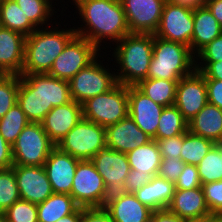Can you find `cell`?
I'll return each instance as SVG.
<instances>
[{
  "mask_svg": "<svg viewBox=\"0 0 222 222\" xmlns=\"http://www.w3.org/2000/svg\"><path fill=\"white\" fill-rule=\"evenodd\" d=\"M77 10L86 27L83 24L77 29L75 27L76 34L99 50L103 39L117 43L130 34L120 0H88L81 3Z\"/></svg>",
  "mask_w": 222,
  "mask_h": 222,
  "instance_id": "1",
  "label": "cell"
},
{
  "mask_svg": "<svg viewBox=\"0 0 222 222\" xmlns=\"http://www.w3.org/2000/svg\"><path fill=\"white\" fill-rule=\"evenodd\" d=\"M47 27L49 29L46 25L44 29L37 28L26 36L24 64L20 75L48 73L55 59L76 35L75 27L68 30Z\"/></svg>",
  "mask_w": 222,
  "mask_h": 222,
  "instance_id": "2",
  "label": "cell"
},
{
  "mask_svg": "<svg viewBox=\"0 0 222 222\" xmlns=\"http://www.w3.org/2000/svg\"><path fill=\"white\" fill-rule=\"evenodd\" d=\"M154 34L130 33L115 44L114 60L119 66L115 72L117 83L136 86L147 79L153 55Z\"/></svg>",
  "mask_w": 222,
  "mask_h": 222,
  "instance_id": "3",
  "label": "cell"
},
{
  "mask_svg": "<svg viewBox=\"0 0 222 222\" xmlns=\"http://www.w3.org/2000/svg\"><path fill=\"white\" fill-rule=\"evenodd\" d=\"M193 55L189 46L154 36L147 78L179 81L196 70Z\"/></svg>",
  "mask_w": 222,
  "mask_h": 222,
  "instance_id": "4",
  "label": "cell"
},
{
  "mask_svg": "<svg viewBox=\"0 0 222 222\" xmlns=\"http://www.w3.org/2000/svg\"><path fill=\"white\" fill-rule=\"evenodd\" d=\"M83 118L106 128L128 116V86L117 83L109 91L82 103Z\"/></svg>",
  "mask_w": 222,
  "mask_h": 222,
  "instance_id": "5",
  "label": "cell"
},
{
  "mask_svg": "<svg viewBox=\"0 0 222 222\" xmlns=\"http://www.w3.org/2000/svg\"><path fill=\"white\" fill-rule=\"evenodd\" d=\"M56 146L80 161L92 160L107 147L106 131L101 125L82 118Z\"/></svg>",
  "mask_w": 222,
  "mask_h": 222,
  "instance_id": "6",
  "label": "cell"
},
{
  "mask_svg": "<svg viewBox=\"0 0 222 222\" xmlns=\"http://www.w3.org/2000/svg\"><path fill=\"white\" fill-rule=\"evenodd\" d=\"M55 146L41 123L29 122L12 145L13 165L43 166Z\"/></svg>",
  "mask_w": 222,
  "mask_h": 222,
  "instance_id": "7",
  "label": "cell"
},
{
  "mask_svg": "<svg viewBox=\"0 0 222 222\" xmlns=\"http://www.w3.org/2000/svg\"><path fill=\"white\" fill-rule=\"evenodd\" d=\"M109 195L94 163L91 160L79 161L71 189L75 202L83 208H103Z\"/></svg>",
  "mask_w": 222,
  "mask_h": 222,
  "instance_id": "8",
  "label": "cell"
},
{
  "mask_svg": "<svg viewBox=\"0 0 222 222\" xmlns=\"http://www.w3.org/2000/svg\"><path fill=\"white\" fill-rule=\"evenodd\" d=\"M97 59L98 57L68 81L70 96L75 102L82 104L89 98L109 91L117 84L116 73L110 71L109 67L106 69L101 63L103 61Z\"/></svg>",
  "mask_w": 222,
  "mask_h": 222,
  "instance_id": "9",
  "label": "cell"
},
{
  "mask_svg": "<svg viewBox=\"0 0 222 222\" xmlns=\"http://www.w3.org/2000/svg\"><path fill=\"white\" fill-rule=\"evenodd\" d=\"M98 56L101 57L99 49L84 37L76 34L55 59L47 74L69 81Z\"/></svg>",
  "mask_w": 222,
  "mask_h": 222,
  "instance_id": "10",
  "label": "cell"
},
{
  "mask_svg": "<svg viewBox=\"0 0 222 222\" xmlns=\"http://www.w3.org/2000/svg\"><path fill=\"white\" fill-rule=\"evenodd\" d=\"M193 8L169 1L164 4L159 26L154 36L189 46L193 35Z\"/></svg>",
  "mask_w": 222,
  "mask_h": 222,
  "instance_id": "11",
  "label": "cell"
},
{
  "mask_svg": "<svg viewBox=\"0 0 222 222\" xmlns=\"http://www.w3.org/2000/svg\"><path fill=\"white\" fill-rule=\"evenodd\" d=\"M130 33L154 34L165 2L162 0H120Z\"/></svg>",
  "mask_w": 222,
  "mask_h": 222,
  "instance_id": "12",
  "label": "cell"
},
{
  "mask_svg": "<svg viewBox=\"0 0 222 222\" xmlns=\"http://www.w3.org/2000/svg\"><path fill=\"white\" fill-rule=\"evenodd\" d=\"M208 103L204 76L197 70L181 78L176 88L174 105L189 122Z\"/></svg>",
  "mask_w": 222,
  "mask_h": 222,
  "instance_id": "13",
  "label": "cell"
},
{
  "mask_svg": "<svg viewBox=\"0 0 222 222\" xmlns=\"http://www.w3.org/2000/svg\"><path fill=\"white\" fill-rule=\"evenodd\" d=\"M91 161L102 176L109 194L124 191V181L131 171L127 154L105 147Z\"/></svg>",
  "mask_w": 222,
  "mask_h": 222,
  "instance_id": "14",
  "label": "cell"
},
{
  "mask_svg": "<svg viewBox=\"0 0 222 222\" xmlns=\"http://www.w3.org/2000/svg\"><path fill=\"white\" fill-rule=\"evenodd\" d=\"M12 167L20 199L38 205L54 193L43 166L13 165Z\"/></svg>",
  "mask_w": 222,
  "mask_h": 222,
  "instance_id": "15",
  "label": "cell"
},
{
  "mask_svg": "<svg viewBox=\"0 0 222 222\" xmlns=\"http://www.w3.org/2000/svg\"><path fill=\"white\" fill-rule=\"evenodd\" d=\"M164 106L155 103L136 86H128V115L136 125L156 140L158 122Z\"/></svg>",
  "mask_w": 222,
  "mask_h": 222,
  "instance_id": "16",
  "label": "cell"
},
{
  "mask_svg": "<svg viewBox=\"0 0 222 222\" xmlns=\"http://www.w3.org/2000/svg\"><path fill=\"white\" fill-rule=\"evenodd\" d=\"M79 161L69 153L61 151L57 146L51 150L43 167L54 193L71 196L73 177Z\"/></svg>",
  "mask_w": 222,
  "mask_h": 222,
  "instance_id": "17",
  "label": "cell"
},
{
  "mask_svg": "<svg viewBox=\"0 0 222 222\" xmlns=\"http://www.w3.org/2000/svg\"><path fill=\"white\" fill-rule=\"evenodd\" d=\"M17 103L30 122H41L51 109H44L43 74L20 75Z\"/></svg>",
  "mask_w": 222,
  "mask_h": 222,
  "instance_id": "18",
  "label": "cell"
},
{
  "mask_svg": "<svg viewBox=\"0 0 222 222\" xmlns=\"http://www.w3.org/2000/svg\"><path fill=\"white\" fill-rule=\"evenodd\" d=\"M103 208L112 222H146L153 213L134 193L124 191L110 194Z\"/></svg>",
  "mask_w": 222,
  "mask_h": 222,
  "instance_id": "19",
  "label": "cell"
},
{
  "mask_svg": "<svg viewBox=\"0 0 222 222\" xmlns=\"http://www.w3.org/2000/svg\"><path fill=\"white\" fill-rule=\"evenodd\" d=\"M82 118V104L71 100L53 107L40 123L50 140L57 145Z\"/></svg>",
  "mask_w": 222,
  "mask_h": 222,
  "instance_id": "20",
  "label": "cell"
},
{
  "mask_svg": "<svg viewBox=\"0 0 222 222\" xmlns=\"http://www.w3.org/2000/svg\"><path fill=\"white\" fill-rule=\"evenodd\" d=\"M107 147L127 154L152 140L128 115L126 118L105 128Z\"/></svg>",
  "mask_w": 222,
  "mask_h": 222,
  "instance_id": "21",
  "label": "cell"
},
{
  "mask_svg": "<svg viewBox=\"0 0 222 222\" xmlns=\"http://www.w3.org/2000/svg\"><path fill=\"white\" fill-rule=\"evenodd\" d=\"M167 209L187 222H200L212 215L207 207L202 187L175 189Z\"/></svg>",
  "mask_w": 222,
  "mask_h": 222,
  "instance_id": "22",
  "label": "cell"
},
{
  "mask_svg": "<svg viewBox=\"0 0 222 222\" xmlns=\"http://www.w3.org/2000/svg\"><path fill=\"white\" fill-rule=\"evenodd\" d=\"M26 36L0 26V73L20 75L24 64Z\"/></svg>",
  "mask_w": 222,
  "mask_h": 222,
  "instance_id": "23",
  "label": "cell"
},
{
  "mask_svg": "<svg viewBox=\"0 0 222 222\" xmlns=\"http://www.w3.org/2000/svg\"><path fill=\"white\" fill-rule=\"evenodd\" d=\"M193 21L191 51L195 56L202 48L222 34V27L206 5L193 9Z\"/></svg>",
  "mask_w": 222,
  "mask_h": 222,
  "instance_id": "24",
  "label": "cell"
},
{
  "mask_svg": "<svg viewBox=\"0 0 222 222\" xmlns=\"http://www.w3.org/2000/svg\"><path fill=\"white\" fill-rule=\"evenodd\" d=\"M188 130L215 143L222 140V110L207 103L189 122Z\"/></svg>",
  "mask_w": 222,
  "mask_h": 222,
  "instance_id": "25",
  "label": "cell"
},
{
  "mask_svg": "<svg viewBox=\"0 0 222 222\" xmlns=\"http://www.w3.org/2000/svg\"><path fill=\"white\" fill-rule=\"evenodd\" d=\"M175 190L173 182L158 176L134 192L136 198L144 205L155 210L167 209Z\"/></svg>",
  "mask_w": 222,
  "mask_h": 222,
  "instance_id": "26",
  "label": "cell"
},
{
  "mask_svg": "<svg viewBox=\"0 0 222 222\" xmlns=\"http://www.w3.org/2000/svg\"><path fill=\"white\" fill-rule=\"evenodd\" d=\"M79 207L69 194L53 193L37 205L38 222H56L74 213Z\"/></svg>",
  "mask_w": 222,
  "mask_h": 222,
  "instance_id": "27",
  "label": "cell"
},
{
  "mask_svg": "<svg viewBox=\"0 0 222 222\" xmlns=\"http://www.w3.org/2000/svg\"><path fill=\"white\" fill-rule=\"evenodd\" d=\"M127 157L131 170L139 171L140 174L148 173L151 177L157 176L162 156L154 139L128 152Z\"/></svg>",
  "mask_w": 222,
  "mask_h": 222,
  "instance_id": "28",
  "label": "cell"
},
{
  "mask_svg": "<svg viewBox=\"0 0 222 222\" xmlns=\"http://www.w3.org/2000/svg\"><path fill=\"white\" fill-rule=\"evenodd\" d=\"M178 81L166 79H144L136 87L147 97L164 107L175 103Z\"/></svg>",
  "mask_w": 222,
  "mask_h": 222,
  "instance_id": "29",
  "label": "cell"
},
{
  "mask_svg": "<svg viewBox=\"0 0 222 222\" xmlns=\"http://www.w3.org/2000/svg\"><path fill=\"white\" fill-rule=\"evenodd\" d=\"M0 26L31 35L37 28L27 19L15 0L0 2Z\"/></svg>",
  "mask_w": 222,
  "mask_h": 222,
  "instance_id": "30",
  "label": "cell"
},
{
  "mask_svg": "<svg viewBox=\"0 0 222 222\" xmlns=\"http://www.w3.org/2000/svg\"><path fill=\"white\" fill-rule=\"evenodd\" d=\"M214 145V141L195 135L188 130L184 133L180 159L185 164L197 166Z\"/></svg>",
  "mask_w": 222,
  "mask_h": 222,
  "instance_id": "31",
  "label": "cell"
},
{
  "mask_svg": "<svg viewBox=\"0 0 222 222\" xmlns=\"http://www.w3.org/2000/svg\"><path fill=\"white\" fill-rule=\"evenodd\" d=\"M44 109H52L70 102V89L67 80L43 74Z\"/></svg>",
  "mask_w": 222,
  "mask_h": 222,
  "instance_id": "32",
  "label": "cell"
},
{
  "mask_svg": "<svg viewBox=\"0 0 222 222\" xmlns=\"http://www.w3.org/2000/svg\"><path fill=\"white\" fill-rule=\"evenodd\" d=\"M188 131V122L175 105L164 107L156 132V139H164L184 134Z\"/></svg>",
  "mask_w": 222,
  "mask_h": 222,
  "instance_id": "33",
  "label": "cell"
},
{
  "mask_svg": "<svg viewBox=\"0 0 222 222\" xmlns=\"http://www.w3.org/2000/svg\"><path fill=\"white\" fill-rule=\"evenodd\" d=\"M29 122L21 106L16 103L0 119V134L5 141L12 146Z\"/></svg>",
  "mask_w": 222,
  "mask_h": 222,
  "instance_id": "34",
  "label": "cell"
},
{
  "mask_svg": "<svg viewBox=\"0 0 222 222\" xmlns=\"http://www.w3.org/2000/svg\"><path fill=\"white\" fill-rule=\"evenodd\" d=\"M53 0H15L27 19L36 27L43 26L50 21L54 9ZM41 24V25H40Z\"/></svg>",
  "mask_w": 222,
  "mask_h": 222,
  "instance_id": "35",
  "label": "cell"
},
{
  "mask_svg": "<svg viewBox=\"0 0 222 222\" xmlns=\"http://www.w3.org/2000/svg\"><path fill=\"white\" fill-rule=\"evenodd\" d=\"M197 169L201 184L222 180V157L216 145L200 161Z\"/></svg>",
  "mask_w": 222,
  "mask_h": 222,
  "instance_id": "36",
  "label": "cell"
},
{
  "mask_svg": "<svg viewBox=\"0 0 222 222\" xmlns=\"http://www.w3.org/2000/svg\"><path fill=\"white\" fill-rule=\"evenodd\" d=\"M20 199L13 167L0 169V213Z\"/></svg>",
  "mask_w": 222,
  "mask_h": 222,
  "instance_id": "37",
  "label": "cell"
},
{
  "mask_svg": "<svg viewBox=\"0 0 222 222\" xmlns=\"http://www.w3.org/2000/svg\"><path fill=\"white\" fill-rule=\"evenodd\" d=\"M20 75H0V119L17 103Z\"/></svg>",
  "mask_w": 222,
  "mask_h": 222,
  "instance_id": "38",
  "label": "cell"
},
{
  "mask_svg": "<svg viewBox=\"0 0 222 222\" xmlns=\"http://www.w3.org/2000/svg\"><path fill=\"white\" fill-rule=\"evenodd\" d=\"M8 222H38L37 205L19 199L3 212Z\"/></svg>",
  "mask_w": 222,
  "mask_h": 222,
  "instance_id": "39",
  "label": "cell"
},
{
  "mask_svg": "<svg viewBox=\"0 0 222 222\" xmlns=\"http://www.w3.org/2000/svg\"><path fill=\"white\" fill-rule=\"evenodd\" d=\"M211 214L222 215V180L201 185Z\"/></svg>",
  "mask_w": 222,
  "mask_h": 222,
  "instance_id": "40",
  "label": "cell"
},
{
  "mask_svg": "<svg viewBox=\"0 0 222 222\" xmlns=\"http://www.w3.org/2000/svg\"><path fill=\"white\" fill-rule=\"evenodd\" d=\"M185 163L174 157H164L159 166L157 176L175 183L184 168Z\"/></svg>",
  "mask_w": 222,
  "mask_h": 222,
  "instance_id": "41",
  "label": "cell"
},
{
  "mask_svg": "<svg viewBox=\"0 0 222 222\" xmlns=\"http://www.w3.org/2000/svg\"><path fill=\"white\" fill-rule=\"evenodd\" d=\"M174 185L175 189L181 190L201 187L202 184L198 175L197 166L185 164L182 172L180 173Z\"/></svg>",
  "mask_w": 222,
  "mask_h": 222,
  "instance_id": "42",
  "label": "cell"
},
{
  "mask_svg": "<svg viewBox=\"0 0 222 222\" xmlns=\"http://www.w3.org/2000/svg\"><path fill=\"white\" fill-rule=\"evenodd\" d=\"M155 141L157 143L162 158L172 156L176 159H180V153L184 141V134L164 139H156Z\"/></svg>",
  "mask_w": 222,
  "mask_h": 222,
  "instance_id": "43",
  "label": "cell"
},
{
  "mask_svg": "<svg viewBox=\"0 0 222 222\" xmlns=\"http://www.w3.org/2000/svg\"><path fill=\"white\" fill-rule=\"evenodd\" d=\"M202 62H218L222 61V34L215 38L212 42L202 48L195 57V63L198 60Z\"/></svg>",
  "mask_w": 222,
  "mask_h": 222,
  "instance_id": "44",
  "label": "cell"
},
{
  "mask_svg": "<svg viewBox=\"0 0 222 222\" xmlns=\"http://www.w3.org/2000/svg\"><path fill=\"white\" fill-rule=\"evenodd\" d=\"M151 179L152 177L148 173L140 174L139 171L131 170L124 181V192L134 193Z\"/></svg>",
  "mask_w": 222,
  "mask_h": 222,
  "instance_id": "45",
  "label": "cell"
},
{
  "mask_svg": "<svg viewBox=\"0 0 222 222\" xmlns=\"http://www.w3.org/2000/svg\"><path fill=\"white\" fill-rule=\"evenodd\" d=\"M208 103L222 110V80L205 79Z\"/></svg>",
  "mask_w": 222,
  "mask_h": 222,
  "instance_id": "46",
  "label": "cell"
},
{
  "mask_svg": "<svg viewBox=\"0 0 222 222\" xmlns=\"http://www.w3.org/2000/svg\"><path fill=\"white\" fill-rule=\"evenodd\" d=\"M195 67L205 79L222 80V61L195 63Z\"/></svg>",
  "mask_w": 222,
  "mask_h": 222,
  "instance_id": "47",
  "label": "cell"
},
{
  "mask_svg": "<svg viewBox=\"0 0 222 222\" xmlns=\"http://www.w3.org/2000/svg\"><path fill=\"white\" fill-rule=\"evenodd\" d=\"M82 222H112L104 208H83Z\"/></svg>",
  "mask_w": 222,
  "mask_h": 222,
  "instance_id": "48",
  "label": "cell"
},
{
  "mask_svg": "<svg viewBox=\"0 0 222 222\" xmlns=\"http://www.w3.org/2000/svg\"><path fill=\"white\" fill-rule=\"evenodd\" d=\"M13 166L12 146L8 144L0 134V169H8Z\"/></svg>",
  "mask_w": 222,
  "mask_h": 222,
  "instance_id": "49",
  "label": "cell"
},
{
  "mask_svg": "<svg viewBox=\"0 0 222 222\" xmlns=\"http://www.w3.org/2000/svg\"><path fill=\"white\" fill-rule=\"evenodd\" d=\"M151 219L153 222H187L186 220L170 212L168 209L153 211Z\"/></svg>",
  "mask_w": 222,
  "mask_h": 222,
  "instance_id": "50",
  "label": "cell"
},
{
  "mask_svg": "<svg viewBox=\"0 0 222 222\" xmlns=\"http://www.w3.org/2000/svg\"><path fill=\"white\" fill-rule=\"evenodd\" d=\"M207 8L211 11L214 18L222 27V0H212L206 4Z\"/></svg>",
  "mask_w": 222,
  "mask_h": 222,
  "instance_id": "51",
  "label": "cell"
},
{
  "mask_svg": "<svg viewBox=\"0 0 222 222\" xmlns=\"http://www.w3.org/2000/svg\"><path fill=\"white\" fill-rule=\"evenodd\" d=\"M56 222H82V207H79L74 213L62 217Z\"/></svg>",
  "mask_w": 222,
  "mask_h": 222,
  "instance_id": "52",
  "label": "cell"
},
{
  "mask_svg": "<svg viewBox=\"0 0 222 222\" xmlns=\"http://www.w3.org/2000/svg\"><path fill=\"white\" fill-rule=\"evenodd\" d=\"M168 1L173 4L184 5L193 9L203 5L200 2V0H168Z\"/></svg>",
  "mask_w": 222,
  "mask_h": 222,
  "instance_id": "53",
  "label": "cell"
},
{
  "mask_svg": "<svg viewBox=\"0 0 222 222\" xmlns=\"http://www.w3.org/2000/svg\"><path fill=\"white\" fill-rule=\"evenodd\" d=\"M200 222H222V215L221 214H212L207 218L203 219Z\"/></svg>",
  "mask_w": 222,
  "mask_h": 222,
  "instance_id": "54",
  "label": "cell"
},
{
  "mask_svg": "<svg viewBox=\"0 0 222 222\" xmlns=\"http://www.w3.org/2000/svg\"><path fill=\"white\" fill-rule=\"evenodd\" d=\"M215 145L218 147L219 152H220V155H221V157H222V140L216 142Z\"/></svg>",
  "mask_w": 222,
  "mask_h": 222,
  "instance_id": "55",
  "label": "cell"
},
{
  "mask_svg": "<svg viewBox=\"0 0 222 222\" xmlns=\"http://www.w3.org/2000/svg\"><path fill=\"white\" fill-rule=\"evenodd\" d=\"M74 2L73 5L77 8L81 3L88 1V0H72Z\"/></svg>",
  "mask_w": 222,
  "mask_h": 222,
  "instance_id": "56",
  "label": "cell"
},
{
  "mask_svg": "<svg viewBox=\"0 0 222 222\" xmlns=\"http://www.w3.org/2000/svg\"><path fill=\"white\" fill-rule=\"evenodd\" d=\"M0 222H8L6 216L3 213H0Z\"/></svg>",
  "mask_w": 222,
  "mask_h": 222,
  "instance_id": "57",
  "label": "cell"
},
{
  "mask_svg": "<svg viewBox=\"0 0 222 222\" xmlns=\"http://www.w3.org/2000/svg\"><path fill=\"white\" fill-rule=\"evenodd\" d=\"M209 1H212V0H200V2H201L203 5H206Z\"/></svg>",
  "mask_w": 222,
  "mask_h": 222,
  "instance_id": "58",
  "label": "cell"
},
{
  "mask_svg": "<svg viewBox=\"0 0 222 222\" xmlns=\"http://www.w3.org/2000/svg\"><path fill=\"white\" fill-rule=\"evenodd\" d=\"M146 222H153V220L150 218L148 221H146Z\"/></svg>",
  "mask_w": 222,
  "mask_h": 222,
  "instance_id": "59",
  "label": "cell"
}]
</instances>
